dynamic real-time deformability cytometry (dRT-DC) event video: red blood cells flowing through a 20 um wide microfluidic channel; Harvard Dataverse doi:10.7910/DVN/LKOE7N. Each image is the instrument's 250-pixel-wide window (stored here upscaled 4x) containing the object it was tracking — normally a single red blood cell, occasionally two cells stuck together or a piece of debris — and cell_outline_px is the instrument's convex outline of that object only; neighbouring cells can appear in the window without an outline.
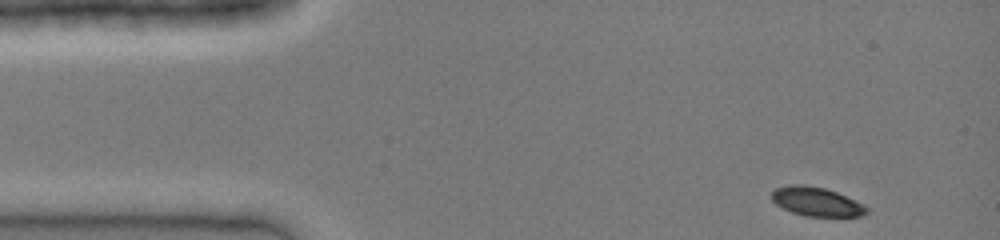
{"species": "common noctule bat (a hibernating species)", "species_latin": "Nyctalus noctula", "temperature_condition": "cold", "stored_images_in_passage": 14, "camera_frame_rate_fps": 3000, "um_per_image_px": 0.085, "animal": {"sex": "female", "body_mass_g": 19.0, "forearm_length_mm": 51.5}, "frame": {"image": 1, "passage_image": 1, "time_ms": 0.0, "image_size_px": [1000, 240], "cell_outline_px": [[868, 212], [864, 216], [804, 216], [792, 212], [776, 204], [772, 200], [772, 192], [776, 188], [788, 184], [804, 184], [824, 188], [836, 192], [868, 208]], "centroid_in_image_um": [69.36, 17.13], "position_along_channel_um": 15.6, "area_um2": 15.78}}
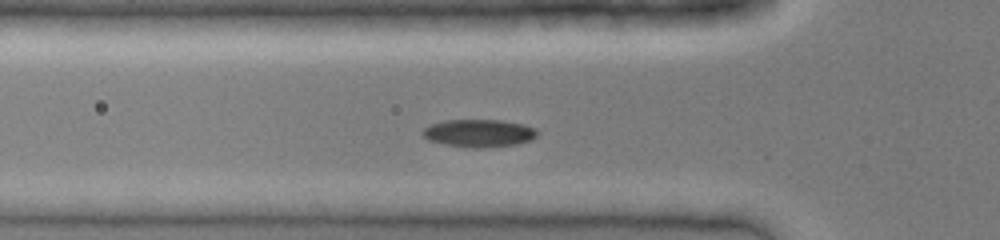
{"frame": {"image": 2, "passage_image": 11, "time_ms": 3.333, "image_size_px": [1000, 240], "cell_outline_px": [[536, 136], [532, 140], [516, 144], [480, 148], [472, 148], [444, 144], [428, 140], [420, 132], [424, 128], [432, 124], [444, 120], [504, 120], [524, 124], [536, 128]], "centroid_in_image_um": [40.71, 11.31], "position_along_channel_um": 85.1, "area_um2": 18.55}}
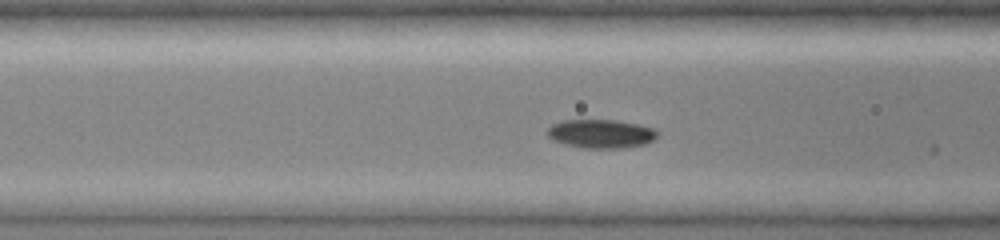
{"frame": {"image": 3, "passage_image": 13, "time_ms": 4.0, "image_size_px": [1000, 240], "cell_outline_px": [[660, 132], [652, 140], [644, 144], [624, 148], [584, 148], [552, 140], [548, 136], [548, 128], [552, 124], [564, 120], [616, 120], [656, 128]], "centroid_in_image_um": [51.11, 11.36], "position_along_channel_um": 115.5, "area_um2": 18.32}}